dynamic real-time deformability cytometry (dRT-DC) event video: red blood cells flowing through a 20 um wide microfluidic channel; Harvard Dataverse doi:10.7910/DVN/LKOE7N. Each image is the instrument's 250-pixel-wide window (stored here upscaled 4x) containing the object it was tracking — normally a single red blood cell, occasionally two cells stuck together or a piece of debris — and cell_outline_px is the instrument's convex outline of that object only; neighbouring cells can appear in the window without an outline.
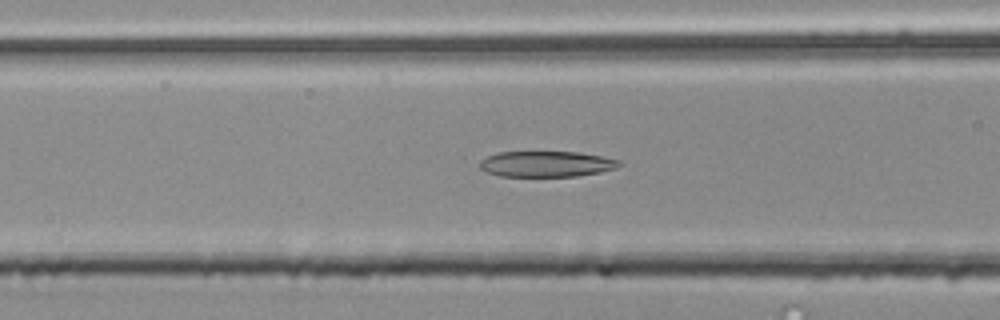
{"species": "common noctule bat (a hibernating species)", "species_latin": "Nyctalus noctula", "temperature_condition": "room temperature", "stored_images_in_passage": 51, "camera_frame_rate_fps": 3000, "um_per_image_px": 0.085, "animal": {"sex": "male", "body_mass_g": 20.4}, "frame": {"image": 1, "passage_image": 22, "time_ms": 7.0, "image_size_px": [1000, 320], "cell_outline_px": [[624, 164], [616, 168], [600, 172], [576, 176], [500, 176], [488, 172], [480, 168], [480, 160], [488, 156], [500, 152], [580, 152], [604, 156], [620, 160]], "centroid_in_image_um": [46.51, 13.93], "position_along_channel_um": 120.1, "area_um2": 20.98}}
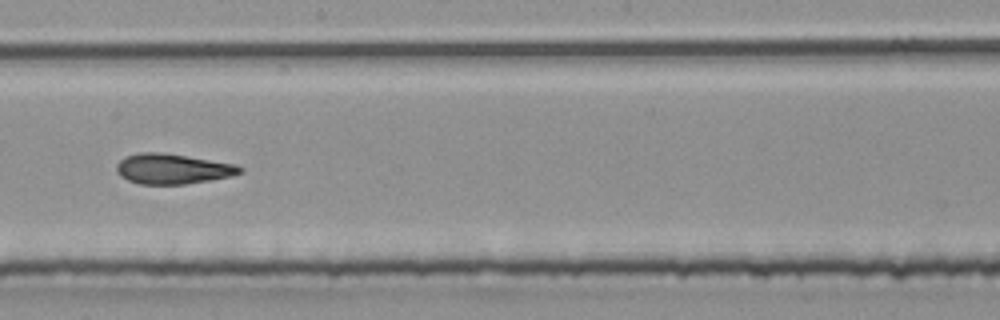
{"frame": {"image": 2, "passage_image": 31, "time_ms": 10.0, "image_size_px": [1000, 320], "cell_outline_px": [[244, 172], [228, 176], [208, 180], [184, 184], [140, 184], [128, 180], [120, 176], [116, 172], [116, 164], [124, 156], [140, 152], [160, 152], [236, 164], [244, 168]], "centroid_in_image_um": [14.63, 14.34], "position_along_channel_um": 233.6, "area_um2": 21.62}}
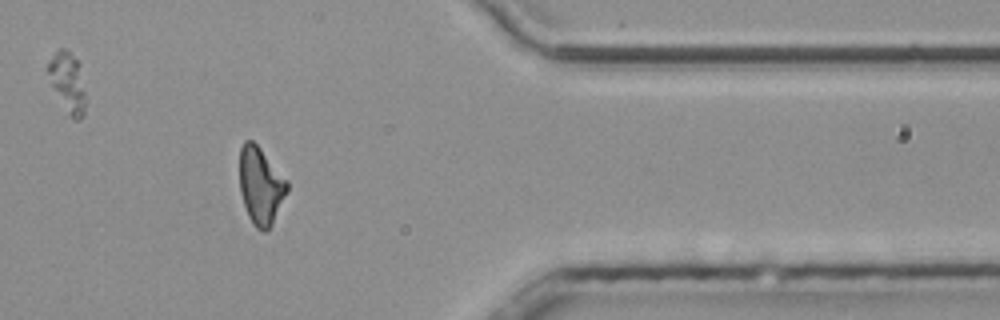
{"frame": {"image": 3, "passage_image": 45, "time_ms": 14.667, "image_size_px": [1000, 320], "cell_outline_px": [[288, 192], [272, 224], [264, 232], [256, 228], [252, 224], [248, 216], [240, 192], [240, 148], [244, 140], [252, 140], [260, 148], [288, 180]], "centroid_in_image_um": [22.16, 15.79], "position_along_channel_um": 389.2, "area_um2": 21.44}}